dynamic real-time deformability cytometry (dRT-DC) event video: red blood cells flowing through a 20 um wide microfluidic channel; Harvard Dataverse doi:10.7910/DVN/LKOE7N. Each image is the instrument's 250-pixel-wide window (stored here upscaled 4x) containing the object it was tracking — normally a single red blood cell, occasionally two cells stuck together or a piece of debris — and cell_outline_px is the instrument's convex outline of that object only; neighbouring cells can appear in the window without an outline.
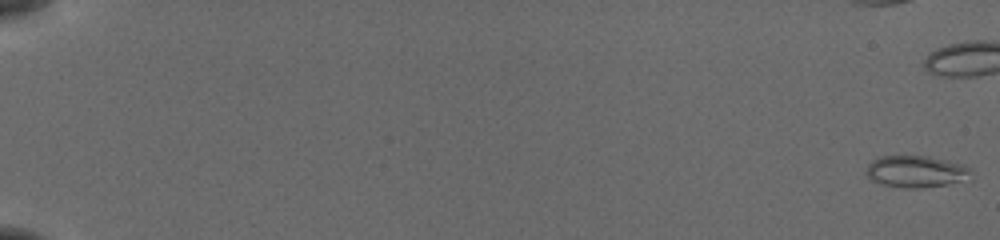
{"species": "common noctule bat (a hibernating species)", "species_latin": "Nyctalus noctula", "temperature_condition": "cold", "stored_images_in_passage": 22, "camera_frame_rate_fps": 3000, "um_per_image_px": 0.085, "animal": {"sex": "female", "body_mass_g": 19.5, "forearm_length_mm": 54.1}, "frame": {"image": 1, "passage_image": 1, "time_ms": 0.0, "image_size_px": [1000, 240], "cell_outline_px": [[972, 180], [948, 184], [920, 188], [904, 188], [884, 184], [872, 180], [864, 172], [868, 164], [872, 160], [880, 156], [928, 156], [964, 164], [968, 168]], "centroid_in_image_um": [77.88, 14.58], "position_along_channel_um": 7.1, "area_um2": 19.54}}